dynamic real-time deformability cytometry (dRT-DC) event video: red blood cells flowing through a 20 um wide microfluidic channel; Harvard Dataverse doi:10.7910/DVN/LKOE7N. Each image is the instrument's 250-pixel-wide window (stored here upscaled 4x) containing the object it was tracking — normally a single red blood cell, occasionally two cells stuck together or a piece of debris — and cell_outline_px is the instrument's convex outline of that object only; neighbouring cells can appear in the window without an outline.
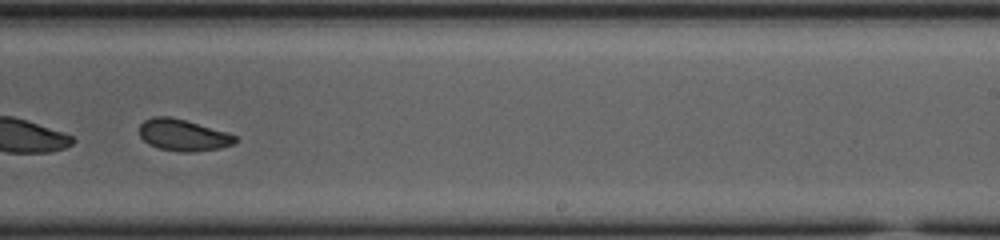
{"species": "common noctule bat (a hibernating species)", "species_latin": "Nyctalus noctula", "temperature_condition": "cold", "stored_images_in_passage": 53, "segment_of_instrument_passage": [2, 2], "camera_frame_rate_fps": 3000, "um_per_image_px": 0.085, "animal": {"sex": "female", "body_mass_g": 23.0, "forearm_length_mm": 53.4}, "frame": {"image": 1, "passage_image": 33, "time_ms": 10.667, "image_size_px": [1000, 240], "cell_outline_px": [[236, 140], [232, 144], [220, 148], [188, 152], [180, 152], [160, 148], [148, 144], [140, 136], [140, 124], [144, 120], [152, 116], [172, 116], [224, 132], [236, 136]], "centroid_in_image_um": [15.5, 11.47], "position_along_channel_um": 273.5, "area_um2": 17.34}}